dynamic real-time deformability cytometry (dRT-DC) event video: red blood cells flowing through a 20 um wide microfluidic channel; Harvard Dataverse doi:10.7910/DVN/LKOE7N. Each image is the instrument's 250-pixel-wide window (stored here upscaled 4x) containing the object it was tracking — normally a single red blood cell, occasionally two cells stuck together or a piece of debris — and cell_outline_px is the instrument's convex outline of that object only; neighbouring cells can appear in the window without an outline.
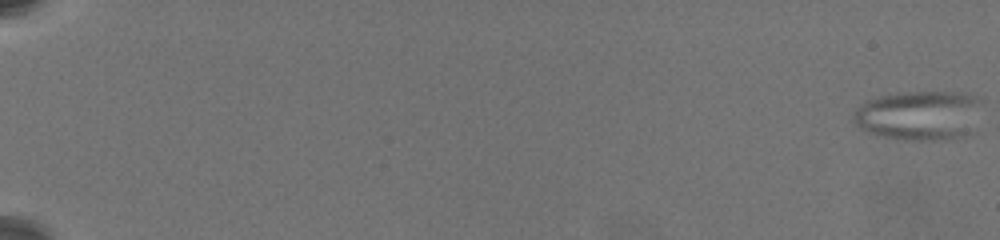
{"species": "common noctule bat (a hibernating species)", "species_latin": "Nyctalus noctula", "temperature_condition": "warm", "stored_images_in_passage": 28, "camera_frame_rate_fps": 3000, "um_per_image_px": 0.085, "animal": {"sex": "female", "body_mass_g": 19.5, "forearm_length_mm": 54.1}, "frame": {"image": 1, "passage_image": 1, "time_ms": 0.0, "image_size_px": [1000, 240], "cell_outline_px": [[968, 100], [960, 132], [952, 136], [888, 136], [872, 132], [864, 128], [852, 120], [856, 112], [860, 108], [872, 100], [884, 96], [916, 92], [940, 92], [968, 96]], "centroid_in_image_um": [77.7, 9.74], "position_along_channel_um": 7.3, "area_um2": 30.35}}
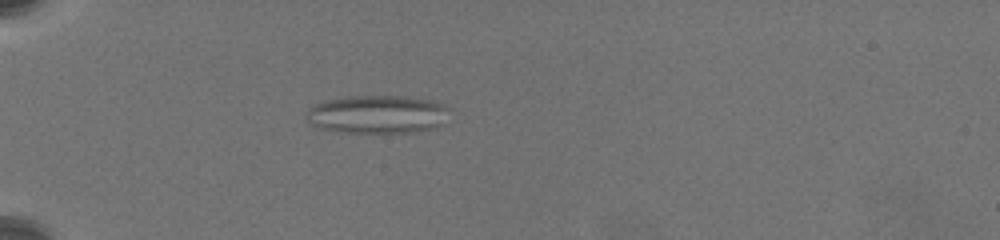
{"frame": {"image": 2, "passage_image": 27, "time_ms": 7.333, "image_size_px": [1000, 240], "cell_outline_px": [[448, 108], [440, 124], [428, 128], [412, 132], [336, 132], [312, 124], [308, 120], [308, 112], [312, 108], [320, 104], [332, 100], [352, 96], [404, 96], [428, 100], [444, 104]], "centroid_in_image_um": [32.09, 9.72], "position_along_channel_um": 52.9, "area_um2": 30.63}}